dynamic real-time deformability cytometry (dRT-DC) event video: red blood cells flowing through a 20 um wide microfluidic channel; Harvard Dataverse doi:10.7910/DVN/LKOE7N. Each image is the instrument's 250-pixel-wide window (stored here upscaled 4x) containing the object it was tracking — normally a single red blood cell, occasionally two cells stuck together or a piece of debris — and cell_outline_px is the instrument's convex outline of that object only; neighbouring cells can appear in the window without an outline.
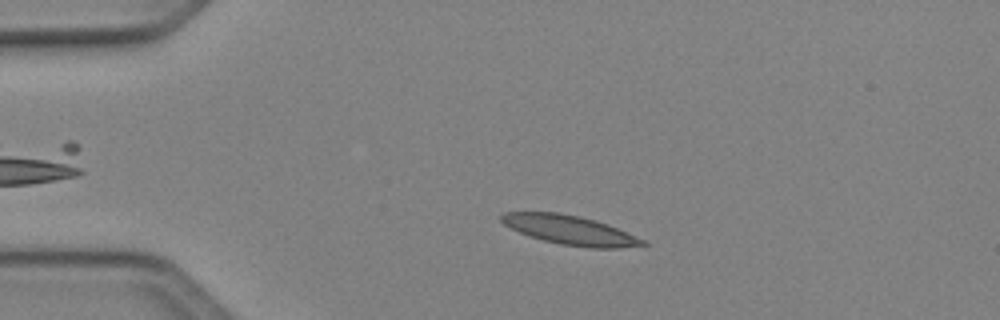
{"species": "Egyptian fruit bat (a non-hibernating species)", "species_latin": "Rousettus aegyptiacus", "temperature_condition": "cold", "stored_images_in_passage": 48, "camera_frame_rate_fps": 3000, "um_per_image_px": 0.085, "animal": {"sex": "female"}, "frame": {"image": 1, "passage_image": 9, "time_ms": 2.667, "image_size_px": [1000, 320], "cell_outline_px": [[648, 244], [620, 248], [592, 248], [560, 244], [544, 240], [520, 232], [504, 224], [500, 220], [500, 216], [504, 212], [556, 212], [580, 216], [596, 220], [608, 224], [644, 240]], "centroid_in_image_um": [48.45, 19.54], "position_along_channel_um": 36.6, "area_um2": 23.76}}
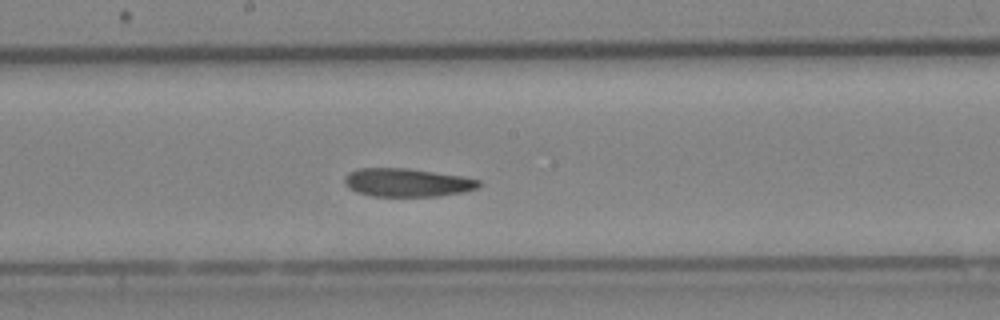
{"frame": {"image": 2, "passage_image": 25, "time_ms": 8.0, "image_size_px": [1000, 320], "cell_outline_px": [[480, 184], [476, 188], [460, 192], [440, 196], [372, 196], [356, 192], [348, 188], [344, 184], [344, 176], [348, 172], [356, 168], [408, 168], [460, 176], [480, 180]], "centroid_in_image_um": [34.52, 15.51], "position_along_channel_um": 213.7, "area_um2": 22.14}}
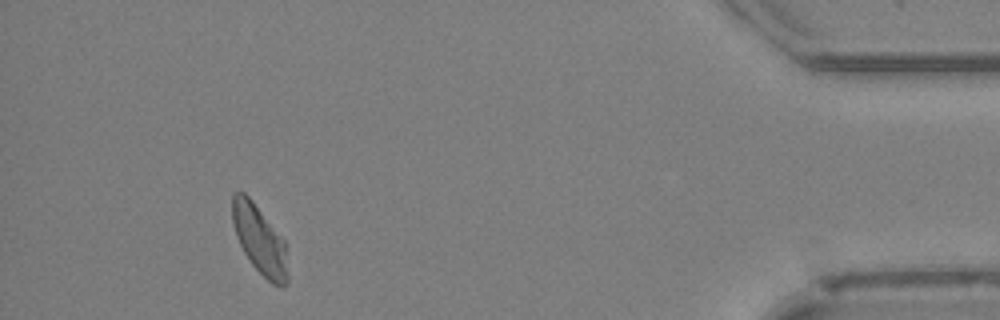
{"frame": {"image": 3, "passage_image": 44, "time_ms": 14.333, "image_size_px": [1000, 320], "cell_outline_px": [[288, 284], [284, 288], [272, 284], [252, 264], [244, 252], [236, 236], [232, 220], [232, 196], [236, 192], [244, 192], [252, 200], [284, 240], [288, 272]], "centroid_in_image_um": [22.08, 20.41], "position_along_channel_um": 413.1, "area_um2": 21.96}, "authors_computed_cell_mechanics": {"area_um2": 22.9177, "velocity_mm_per_s": 4.0957, "shape_relaxation_time_tau1_ms": 8.1014, "shape_relaxation_time_tau2_ms": 8.0764, "deformation_change_tau1": 0.1847, "deformation_change_tau2": 0.1635}}